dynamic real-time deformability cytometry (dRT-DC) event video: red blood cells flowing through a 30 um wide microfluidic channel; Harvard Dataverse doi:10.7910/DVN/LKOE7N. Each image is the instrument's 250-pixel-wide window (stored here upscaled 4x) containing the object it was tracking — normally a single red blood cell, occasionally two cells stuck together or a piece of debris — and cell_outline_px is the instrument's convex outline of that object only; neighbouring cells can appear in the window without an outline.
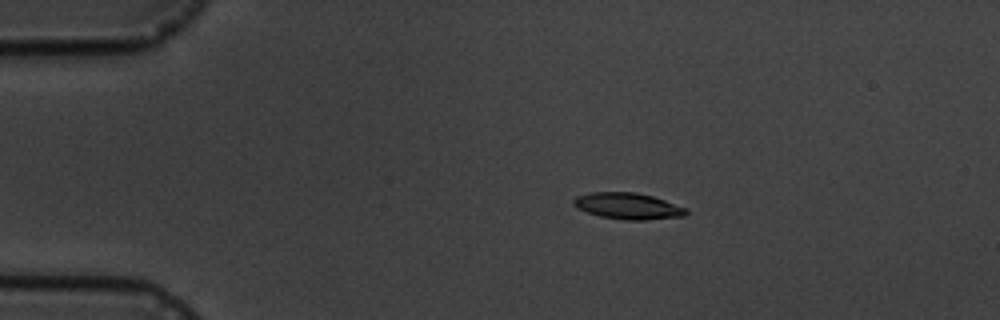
{"species": "common noctule bat (a hibernating species)", "species_latin": "Nyctalus noctula", "temperature_condition": "cold", "stored_images_in_passage": 7, "camera_frame_rate_fps": 3000, "um_per_image_px": 0.085, "animal": {"sex": "male", "body_mass_g": 19.5, "forearm_length_mm": 54.6}, "frame": {"image": 1, "passage_image": 4, "time_ms": 3.333, "image_size_px": [1000, 320], "cell_outline_px": [[688, 212], [684, 216], [644, 220], [624, 220], [600, 216], [588, 212], [572, 204], [572, 200], [576, 196], [588, 192], [636, 192], [652, 196], [688, 208]], "centroid_in_image_um": [53.38, 17.5], "position_along_channel_um": 31.6, "area_um2": 17.28}}
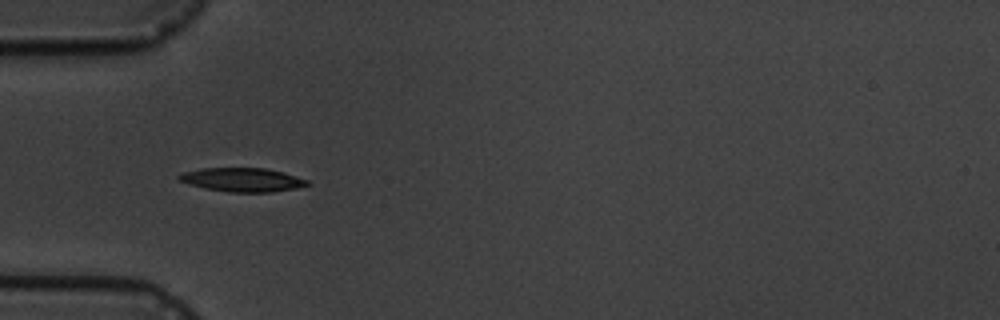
{"frame": {"image": 2, "passage_image": 6, "time_ms": 5.667, "image_size_px": [1000, 320], "cell_outline_px": [[312, 184], [272, 192], [228, 192], [204, 188], [176, 180], [176, 176], [184, 172], [200, 168], [264, 168], [284, 172], [308, 180]], "centroid_in_image_um": [20.56, 15.27], "position_along_channel_um": 64.4, "area_um2": 17.8}}
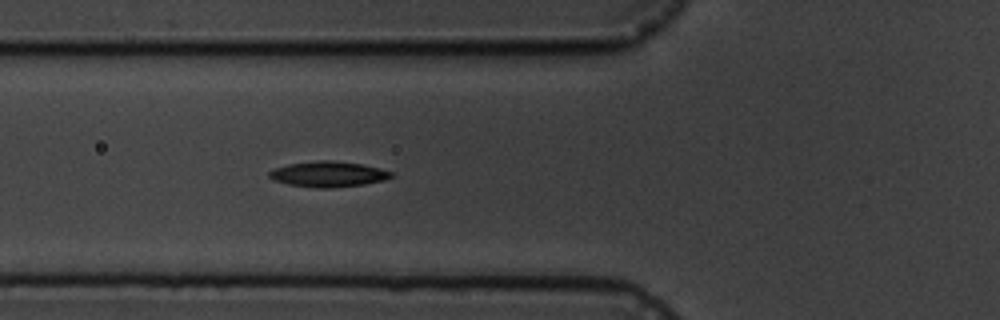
{"frame": {"image": 3, "passage_image": 7, "time_ms": 6.667, "image_size_px": [1000, 320], "cell_outline_px": [[396, 172], [392, 176], [384, 180], [364, 184], [328, 188], [316, 188], [288, 184], [272, 180], [268, 176], [268, 172], [272, 168], [288, 164], [320, 160], [332, 160], [364, 164]], "centroid_in_image_um": [27.89, 14.79], "position_along_channel_um": 97.9, "area_um2": 18.38}}